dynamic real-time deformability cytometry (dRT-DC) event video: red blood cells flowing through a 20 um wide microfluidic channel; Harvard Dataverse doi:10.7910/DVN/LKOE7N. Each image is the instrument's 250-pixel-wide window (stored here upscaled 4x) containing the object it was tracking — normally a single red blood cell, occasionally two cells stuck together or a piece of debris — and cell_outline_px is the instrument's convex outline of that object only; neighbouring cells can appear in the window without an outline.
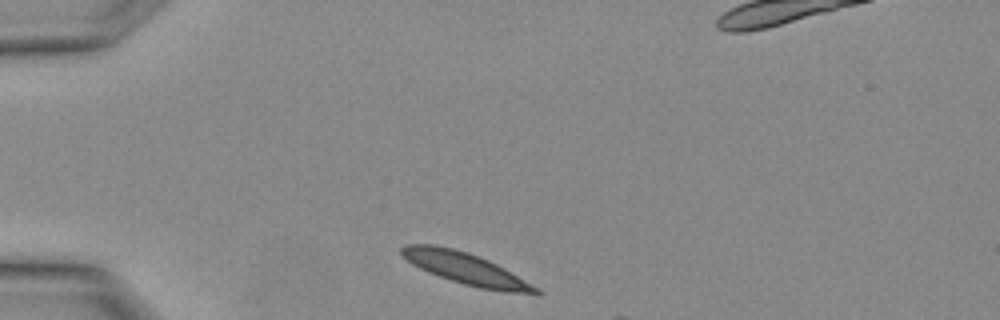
{"species": "Egyptian fruit bat (a non-hibernating species)", "species_latin": "Rousettus aegyptiacus", "temperature_condition": "warm", "stored_images_in_passage": 2, "camera_frame_rate_fps": 3000, "um_per_image_px": 0.085, "animal": {"sex": "female"}, "frame": {"image": 1, "passage_image": 1, "time_ms": 0.0, "image_size_px": [1000, 320], "cell_outline_px": [[544, 292], [540, 296], [536, 296], [504, 292], [480, 288], [464, 284], [428, 272], [412, 264], [400, 252], [400, 248], [404, 244], [432, 244], [452, 248], [468, 252], [488, 260], [504, 268], [540, 288]], "centroid_in_image_um": [39.7, 22.86], "position_along_channel_um": 45.3, "area_um2": 24.91}}